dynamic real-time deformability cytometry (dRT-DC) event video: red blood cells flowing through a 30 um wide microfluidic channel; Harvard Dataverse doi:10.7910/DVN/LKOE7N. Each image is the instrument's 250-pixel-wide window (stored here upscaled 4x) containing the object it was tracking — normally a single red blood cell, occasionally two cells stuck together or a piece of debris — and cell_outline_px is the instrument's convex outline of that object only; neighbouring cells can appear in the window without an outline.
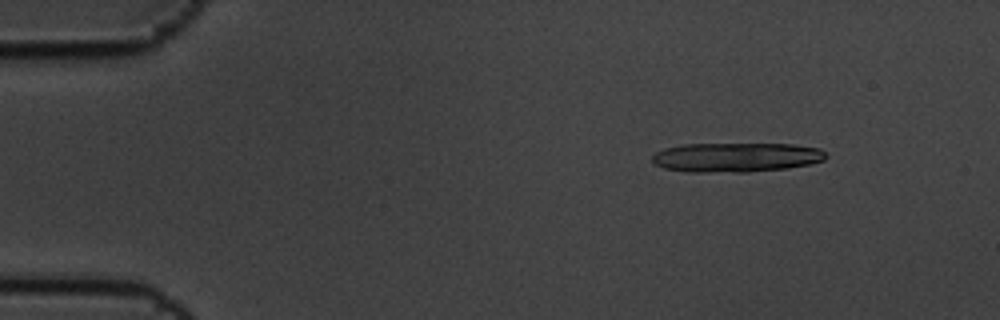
{"species": "common noctule bat (a hibernating species)", "species_latin": "Nyctalus noctula", "temperature_condition": "cold", "stored_images_in_passage": 5, "camera_frame_rate_fps": 3000, "um_per_image_px": 0.085, "animal": {"sex": "male", "body_mass_g": 19.5, "forearm_length_mm": 54.6}, "frame": {"image": 1, "passage_image": 2, "time_ms": 0.333, "image_size_px": [1000, 320], "cell_outline_px": [[828, 156], [824, 160], [808, 164], [788, 168], [748, 172], [688, 172], [664, 168], [652, 164], [652, 156], [656, 152], [664, 148], [684, 144], [792, 144], [820, 148]], "centroid_in_image_um": [62.55, 13.37], "position_along_channel_um": 22.4, "area_um2": 29.94}}